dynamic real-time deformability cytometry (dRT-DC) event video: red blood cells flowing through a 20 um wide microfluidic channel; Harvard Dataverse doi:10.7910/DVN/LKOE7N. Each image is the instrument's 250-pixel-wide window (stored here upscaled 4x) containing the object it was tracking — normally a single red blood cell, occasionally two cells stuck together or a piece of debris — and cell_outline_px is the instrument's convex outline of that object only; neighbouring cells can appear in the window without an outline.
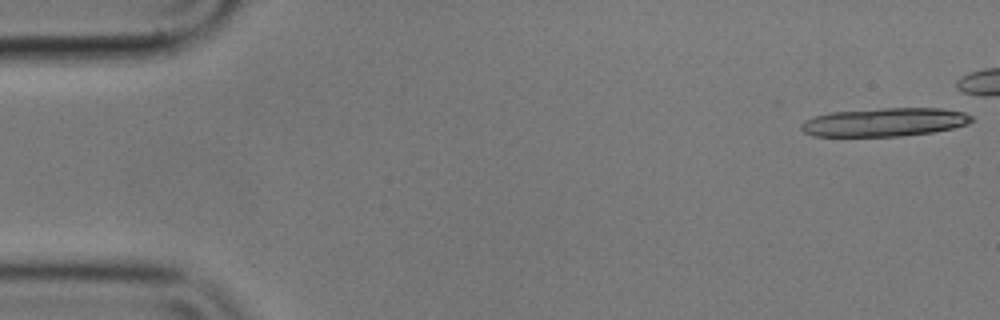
{"species": "common noctule bat (a hibernating species)", "species_latin": "Nyctalus noctula", "temperature_condition": "cold", "stored_images_in_passage": 17, "camera_frame_rate_fps": 3000, "um_per_image_px": 0.085, "animal": {"sex": "male", "body_mass_g": 17.9}, "frame": {"image": 1, "passage_image": 1, "time_ms": 0.0, "image_size_px": [1000, 320], "cell_outline_px": [[976, 120], [968, 124], [952, 128], [932, 132], [900, 136], [812, 136], [804, 132], [800, 128], [800, 124], [804, 120], [828, 112], [880, 108], [940, 108], [964, 112], [972, 116]], "centroid_in_image_um": [75.19, 10.38], "position_along_channel_um": 9.8, "area_um2": 28.5}}